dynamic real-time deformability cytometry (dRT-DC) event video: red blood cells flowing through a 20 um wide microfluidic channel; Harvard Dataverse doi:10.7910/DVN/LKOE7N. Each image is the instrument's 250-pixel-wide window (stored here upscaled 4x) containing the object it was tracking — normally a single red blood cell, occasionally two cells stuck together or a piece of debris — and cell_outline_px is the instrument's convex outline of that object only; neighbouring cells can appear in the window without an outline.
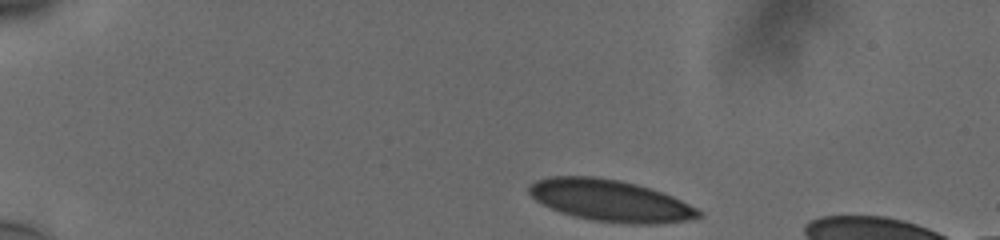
{"species": "human", "species_latin": "Homo sapiens", "temperature_condition": "cold", "stored_images_in_passage": 41, "camera_frame_rate_fps": 3000, "um_per_image_px": 0.085, "donor": {"sex": "male"}, "frame": {"image": 1, "passage_image": 1, "time_ms": 0.0, "image_size_px": [1000, 240], "cell_outline_px": [[704, 216], [692, 220], [656, 224], [632, 224], [592, 220], [572, 216], [560, 212], [536, 200], [528, 192], [528, 188], [536, 180], [552, 176], [596, 176], [620, 180], [652, 188], [672, 196], [704, 212]], "centroid_in_image_um": [51.92, 17.05], "position_along_channel_um": 33.1, "area_um2": 41.27}}
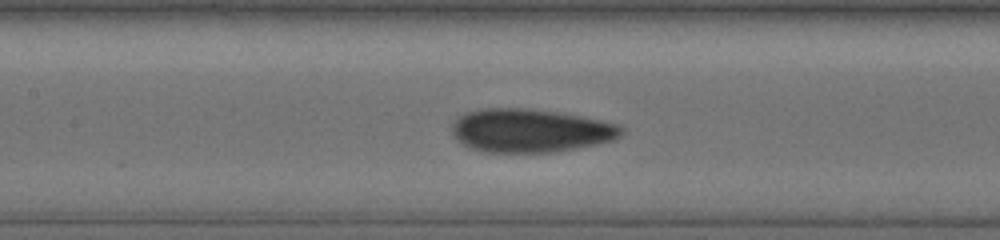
{"frame": {"image": 2, "passage_image": 18, "time_ms": 5.667, "image_size_px": [1000, 240], "cell_outline_px": [[624, 132], [620, 136], [612, 140], [596, 144], [576, 148], [552, 152], [484, 152], [468, 148], [452, 132], [452, 124], [460, 116], [468, 112], [484, 108], [524, 108], [556, 112], [616, 124], [624, 128]], "centroid_in_image_um": [45.05, 11.11], "position_along_channel_um": 162.3, "area_um2": 42.25}}
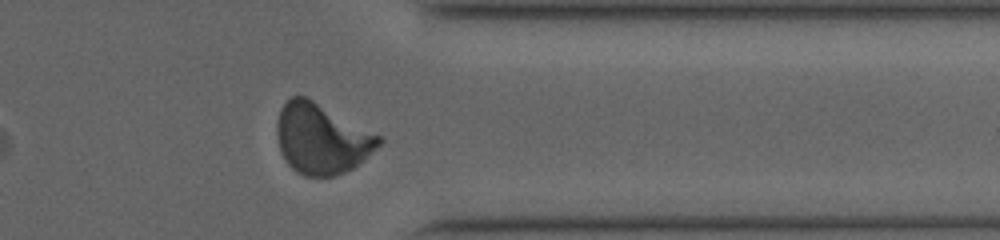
{"frame": {"image": 3, "passage_image": 36, "time_ms": 11.667, "image_size_px": [1000, 240], "cell_outline_px": [[384, 140], [364, 160], [352, 168], [344, 172], [332, 176], [304, 176], [296, 172], [288, 164], [280, 152], [276, 136], [276, 124], [280, 108], [292, 96], [304, 96], [312, 100], [380, 136]], "centroid_in_image_um": [27.29, 11.81], "position_along_channel_um": 384.1, "area_um2": 41.33}, "authors_computed_cell_mechanics": {"area_um2": 41.3848, "velocity_mm_per_s": 3.7519, "shape_relaxation_time_tau1_ms": 8.9334, "shape_relaxation_time_tau2_ms": 0.8588, "deformation_change_tau1": 0.1983, "deformation_change_tau2": 0.0575}}